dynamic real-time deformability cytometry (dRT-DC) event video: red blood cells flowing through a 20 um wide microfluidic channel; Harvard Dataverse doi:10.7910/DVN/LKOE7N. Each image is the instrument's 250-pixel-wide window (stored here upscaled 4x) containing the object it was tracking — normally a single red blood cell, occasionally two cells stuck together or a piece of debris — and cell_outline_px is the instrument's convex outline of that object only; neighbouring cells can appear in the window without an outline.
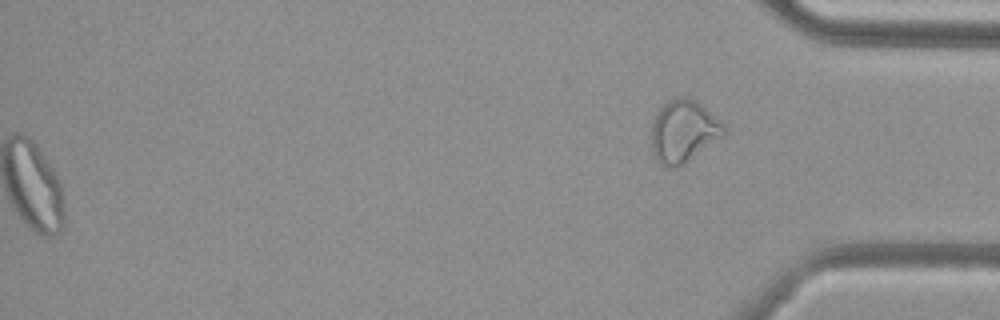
{"species": "common noctule bat (a hibernating species)", "species_latin": "Nyctalus noctula", "temperature_condition": "cold", "stored_images_in_passage": 47, "segment_of_instrument_passage": [2, 2], "camera_frame_rate_fps": 3000, "um_per_image_px": 0.085, "animal": {"sex": "female", "body_mass_g": 29.2, "forearm_length_mm": 56.3}, "frame": {"image": 1, "passage_image": 47, "time_ms": 15.333, "image_size_px": [1000, 320], "cell_outline_px": [[724, 136], [684, 164], [668, 168], [660, 164], [656, 160], [652, 152], [652, 124], [656, 112], [668, 100], [676, 96], [684, 96], [696, 100], [720, 120], [724, 124]], "centroid_in_image_um": [58.09, 11.15], "position_along_channel_um": 377.1, "area_um2": 26.41}}